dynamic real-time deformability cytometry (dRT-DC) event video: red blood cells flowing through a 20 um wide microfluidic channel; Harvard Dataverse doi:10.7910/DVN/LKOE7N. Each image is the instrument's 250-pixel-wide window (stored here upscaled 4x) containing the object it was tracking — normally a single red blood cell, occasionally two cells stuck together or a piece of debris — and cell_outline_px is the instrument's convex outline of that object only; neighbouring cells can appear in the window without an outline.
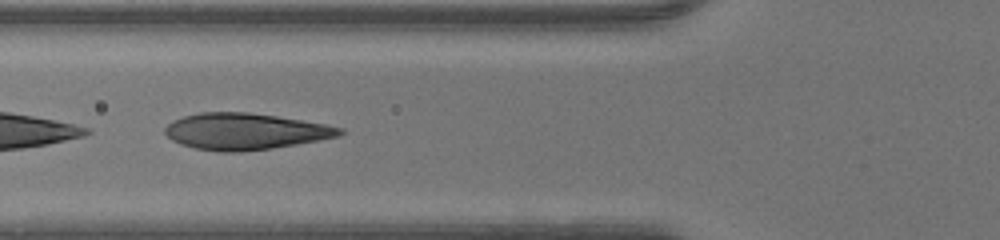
{"species": "human", "species_latin": "Homo sapiens", "temperature_condition": "warm", "stored_images_in_passage": 32, "camera_frame_rate_fps": 3000, "um_per_image_px": 0.085, "donor": {"sex": "male"}, "frame": {"image": 1, "passage_image": 6, "time_ms": 1.667, "image_size_px": [1000, 240], "cell_outline_px": [[344, 132], [340, 136], [296, 144], [272, 148], [236, 152], [220, 152], [196, 148], [180, 144], [172, 140], [164, 132], [164, 128], [172, 120], [184, 116], [200, 112], [248, 112], [276, 116], [324, 124], [344, 128]], "centroid_in_image_um": [20.81, 11.17], "position_along_channel_um": 105.0, "area_um2": 36.93}}
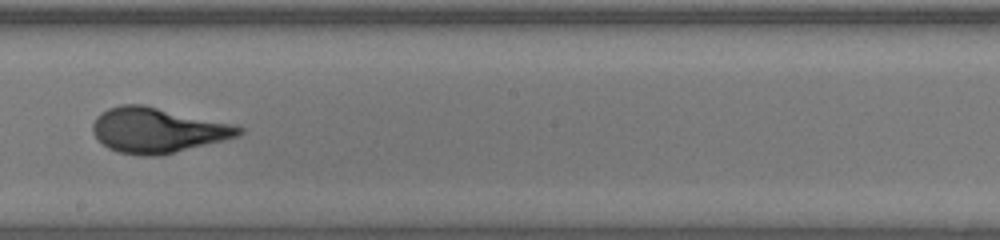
{"frame": {"image": 2, "passage_image": 15, "time_ms": 4.667, "image_size_px": [1000, 240], "cell_outline_px": [[244, 132], [240, 136], [160, 156], [140, 156], [120, 152], [108, 148], [92, 132], [92, 124], [96, 116], [100, 112], [108, 108], [120, 104], [144, 104], [236, 124], [244, 128]], "centroid_in_image_um": [13.42, 11.05], "position_along_channel_um": 234.8, "area_um2": 38.84}}
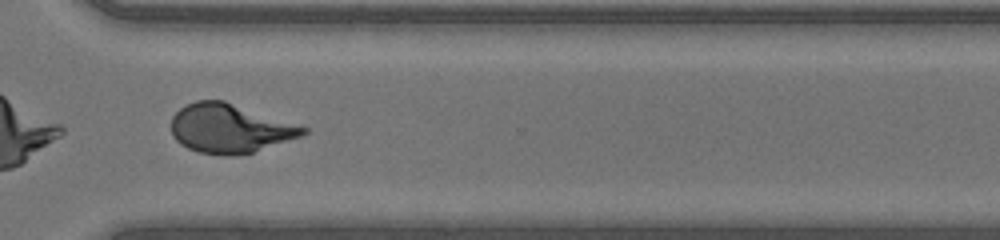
{"frame": {"image": 3, "passage_image": 23, "time_ms": 7.333, "image_size_px": [1000, 240], "cell_outline_px": [[308, 132], [304, 136], [252, 152], [228, 156], [220, 156], [200, 152], [188, 148], [180, 144], [172, 136], [172, 116], [184, 104], [196, 100], [224, 100], [308, 128]], "centroid_in_image_um": [19.52, 10.91], "position_along_channel_um": 351.1, "area_um2": 37.69}}